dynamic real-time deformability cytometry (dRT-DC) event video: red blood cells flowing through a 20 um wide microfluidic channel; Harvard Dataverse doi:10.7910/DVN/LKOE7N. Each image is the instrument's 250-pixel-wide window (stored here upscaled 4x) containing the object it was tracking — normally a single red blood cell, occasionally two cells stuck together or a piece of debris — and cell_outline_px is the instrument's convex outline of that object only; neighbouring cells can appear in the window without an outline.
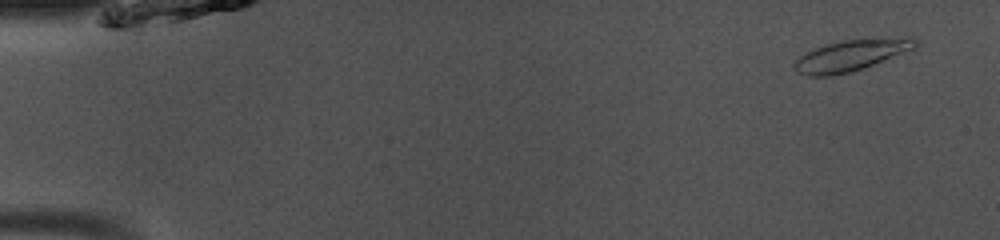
{"species": "common noctule bat (a hibernating species)", "species_latin": "Nyctalus noctula", "temperature_condition": "room temperature", "stored_images_in_passage": 49, "camera_frame_rate_fps": 3000, "um_per_image_px": 0.085, "animal": {"sex": "male", "body_mass_g": 13.0, "forearm_length_mm": 53.1}, "frame": {"image": 1, "passage_image": 3, "time_ms": 0.667, "image_size_px": [1000, 240], "cell_outline_px": [[920, 44], [916, 48], [872, 64], [848, 72], [832, 76], [808, 76], [796, 72], [792, 68], [792, 64], [800, 56], [816, 48], [828, 44], [844, 40], [876, 36], [912, 36]], "centroid_in_image_um": [72.4, 4.66], "position_along_channel_um": 12.6, "area_um2": 22.31}}
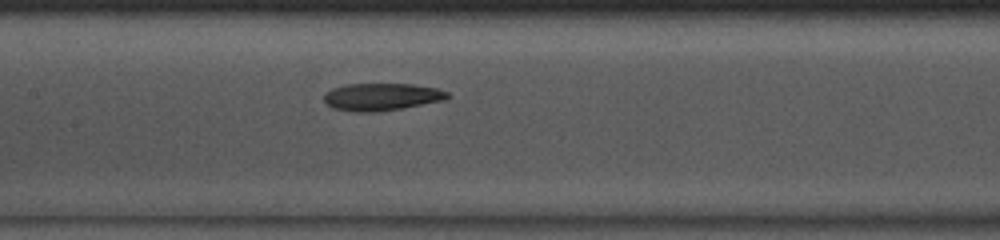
{"frame": {"image": 2, "passage_image": 24, "time_ms": 7.667, "image_size_px": [1000, 240], "cell_outline_px": [[452, 96], [444, 100], [400, 108], [372, 112], [356, 112], [332, 108], [324, 100], [324, 96], [332, 88], [348, 84], [412, 84], [436, 88], [448, 92]], "centroid_in_image_um": [32.45, 8.22], "position_along_channel_um": 174.9, "area_um2": 19.48}}
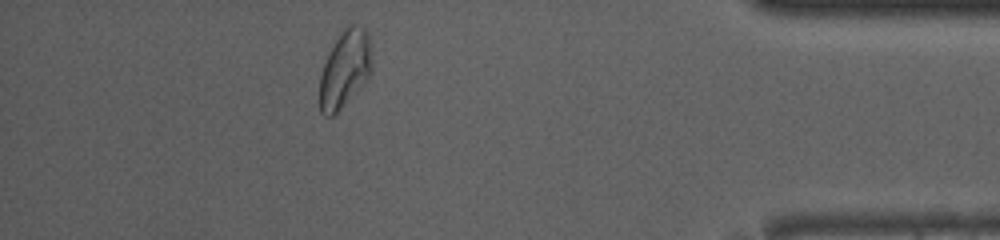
{"frame": {"image": 3, "passage_image": 44, "time_ms": 14.333, "image_size_px": [1000, 240], "cell_outline_px": [[372, 72], [368, 80], [332, 116], [324, 116], [320, 112], [320, 76], [328, 52], [340, 32], [348, 24], [352, 24], [364, 28], [368, 32], [372, 44]], "centroid_in_image_um": [29.35, 5.82], "position_along_channel_um": 405.8, "area_um2": 23.81}, "authors_computed_cell_mechanics": {"area_um2": 20.519, "velocity_mm_per_s": 4.0674, "shape_relaxation_time_tau1_ms": null, "shape_relaxation_time_tau2_ms": 2.0194, "deformation_change_tau1": null, "deformation_change_tau2": 0.0941}}